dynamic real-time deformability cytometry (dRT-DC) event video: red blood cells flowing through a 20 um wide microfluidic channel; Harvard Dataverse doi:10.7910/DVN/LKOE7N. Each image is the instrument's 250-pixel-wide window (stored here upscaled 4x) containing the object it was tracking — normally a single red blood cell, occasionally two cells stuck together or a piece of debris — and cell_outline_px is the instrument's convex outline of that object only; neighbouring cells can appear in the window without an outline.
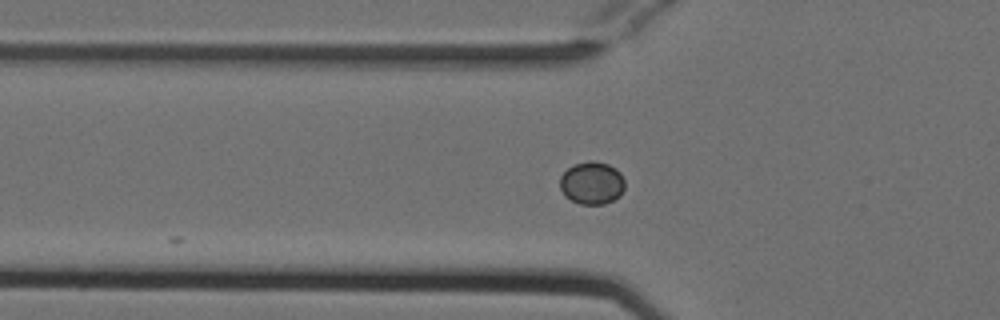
{"species": "Egyptian fruit bat (a non-hibernating species)", "species_latin": "Rousettus aegyptiacus", "temperature_condition": "cold", "stored_images_in_passage": 9, "camera_frame_rate_fps": 3000, "um_per_image_px": 0.085, "animal": {"sex": "female"}, "frame": {"image": 1, "passage_image": 3, "time_ms": 0.667, "image_size_px": [1000, 320], "cell_outline_px": [[624, 188], [620, 196], [604, 204], [580, 204], [564, 196], [560, 188], [560, 176], [572, 164], [588, 160], [592, 160], [608, 164], [616, 168], [620, 172], [624, 180]], "centroid_in_image_um": [50.3, 15.54], "position_along_channel_um": 75.5, "area_um2": 16.3}}
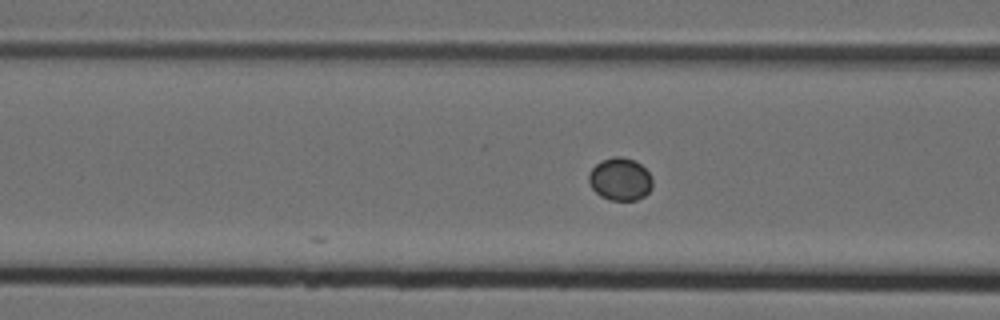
{"frame": {"image": 2, "passage_image": 6, "time_ms": 1.667, "image_size_px": [1000, 320], "cell_outline_px": [[652, 188], [644, 196], [636, 200], [608, 200], [600, 196], [592, 188], [588, 180], [588, 176], [592, 168], [600, 160], [612, 156], [620, 156], [636, 160], [652, 176]], "centroid_in_image_um": [52.71, 15.22], "position_along_channel_um": 113.9, "area_um2": 16.01}}
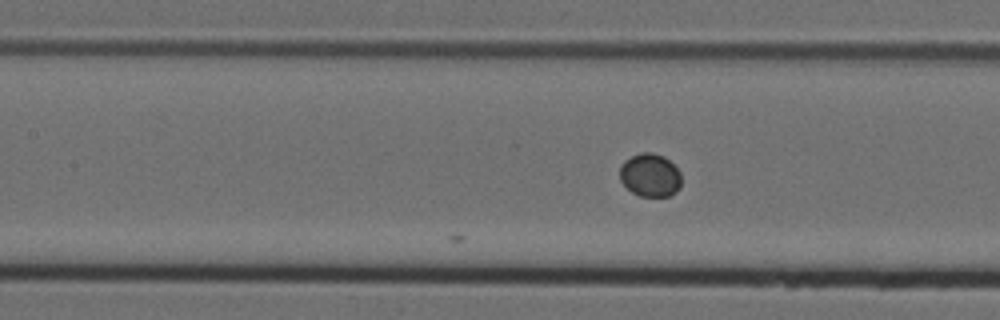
{"frame": {"image": 3, "passage_image": 9, "time_ms": 2.667, "image_size_px": [1000, 320], "cell_outline_px": [[680, 188], [676, 192], [668, 196], [640, 196], [632, 192], [620, 180], [620, 168], [624, 160], [640, 152], [652, 152], [664, 156], [680, 172]], "centroid_in_image_um": [55.25, 14.88], "position_along_channel_um": 152.1, "area_um2": 15.43}}